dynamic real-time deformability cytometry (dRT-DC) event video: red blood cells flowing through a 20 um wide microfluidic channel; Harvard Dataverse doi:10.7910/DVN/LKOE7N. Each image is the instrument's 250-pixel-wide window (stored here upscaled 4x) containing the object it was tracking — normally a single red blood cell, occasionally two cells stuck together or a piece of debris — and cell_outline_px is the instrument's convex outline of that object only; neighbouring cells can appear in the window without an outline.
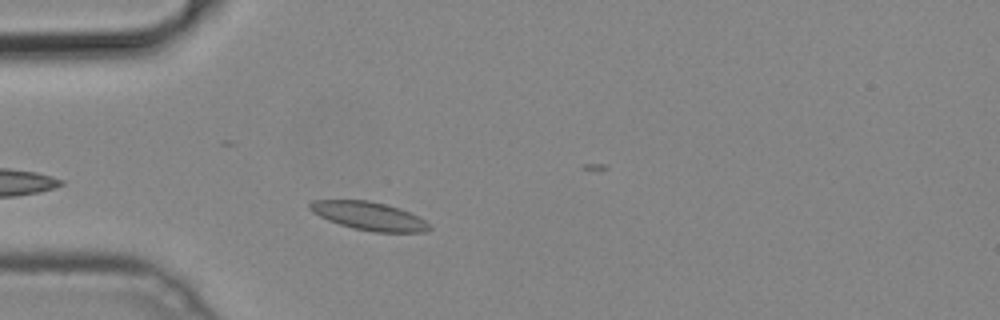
{"species": "common noctule bat (a hibernating species)", "species_latin": "Nyctalus noctula", "temperature_condition": "cold", "stored_images_in_passage": 30, "camera_frame_rate_fps": 3000, "um_per_image_px": 0.085, "animal": {"sex": "male", "body_mass_g": 19.2, "forearm_length_mm": 51.8}, "frame": {"image": 1, "passage_image": 1, "time_ms": 0.0, "image_size_px": [1000, 320], "cell_outline_px": [[432, 228], [424, 232], [372, 232], [352, 228], [328, 220], [312, 212], [308, 208], [308, 204], [312, 200], [368, 200], [388, 204], [408, 212], [424, 220]], "centroid_in_image_um": [31.33, 18.35], "position_along_channel_um": 53.7, "area_um2": 19.65}}
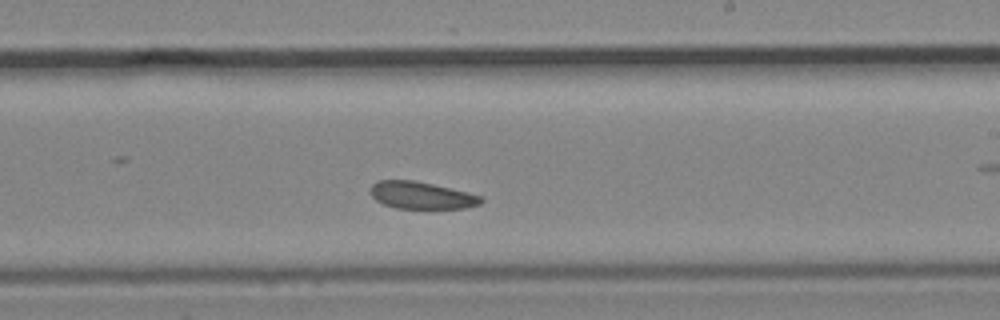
{"frame": {"image": 2, "passage_image": 17, "time_ms": 5.333, "image_size_px": [1000, 320], "cell_outline_px": [[484, 200], [480, 204], [464, 208], [396, 208], [384, 204], [376, 200], [372, 196], [372, 184], [376, 180], [416, 180], [468, 192], [484, 196]], "centroid_in_image_um": [35.86, 16.59], "position_along_channel_um": 253.1, "area_um2": 17.51}}
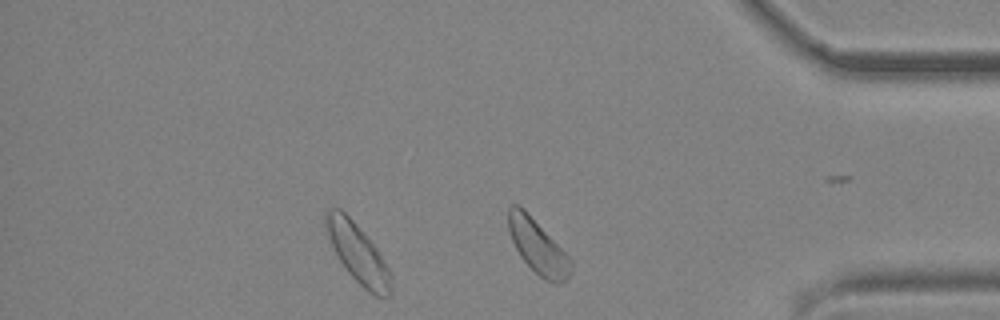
{"frame": {"image": 3, "passage_image": 29, "time_ms": 9.333, "image_size_px": [1000, 320], "cell_outline_px": [[392, 296], [376, 296], [368, 292], [348, 272], [340, 260], [324, 228], [324, 212], [328, 208], [340, 208], [364, 232], [376, 248], [388, 268], [392, 276]], "centroid_in_image_um": [30.41, 21.52], "position_along_channel_um": 404.8, "area_um2": 22.25}}